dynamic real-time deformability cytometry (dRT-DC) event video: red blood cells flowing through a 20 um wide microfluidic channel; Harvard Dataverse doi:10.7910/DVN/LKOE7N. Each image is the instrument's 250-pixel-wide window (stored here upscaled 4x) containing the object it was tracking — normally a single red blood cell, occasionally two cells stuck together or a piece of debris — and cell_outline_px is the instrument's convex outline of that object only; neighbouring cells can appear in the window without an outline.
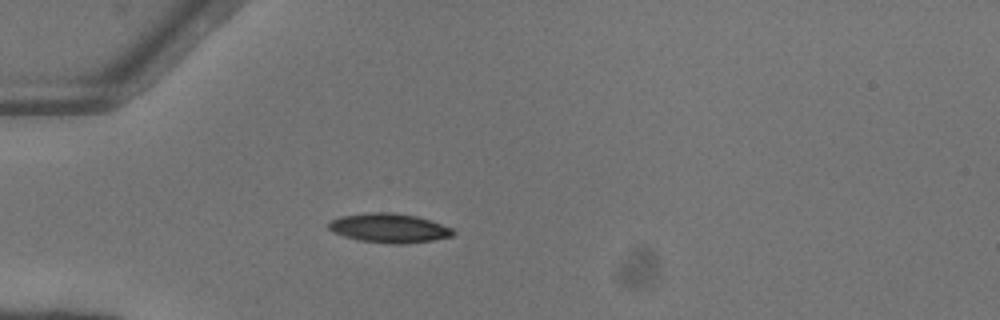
{"species": "common noctule bat (a hibernating species)", "species_latin": "Nyctalus noctula", "temperature_condition": "warm", "stored_images_in_passage": 24, "camera_frame_rate_fps": 3000, "um_per_image_px": 0.085, "animal": {"sex": "female"}, "frame": {"image": 1, "passage_image": 1, "time_ms": 0.0, "image_size_px": [1000, 320], "cell_outline_px": [[456, 232], [452, 236], [432, 240], [400, 244], [392, 244], [360, 240], [344, 236], [332, 232], [328, 228], [328, 224], [332, 220], [340, 216], [368, 212], [392, 212], [416, 216], [452, 228]], "centroid_in_image_um": [33.05, 19.38], "position_along_channel_um": 52.0, "area_um2": 21.04}}
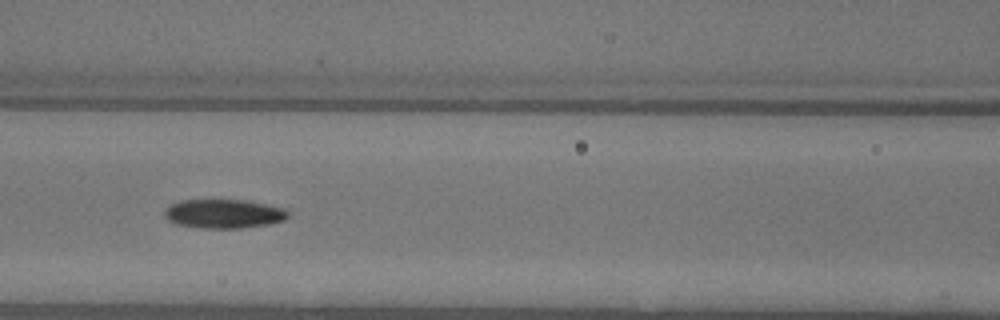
{"frame": {"image": 2, "passage_image": 9, "time_ms": 2.667, "image_size_px": [1000, 320], "cell_outline_px": [[288, 216], [284, 220], [268, 224], [240, 228], [200, 228], [176, 224], [168, 220], [164, 216], [164, 212], [172, 204], [180, 200], [248, 200], [284, 208], [288, 212]], "centroid_in_image_um": [19.02, 18.17], "position_along_channel_um": 147.6, "area_um2": 20.81}}
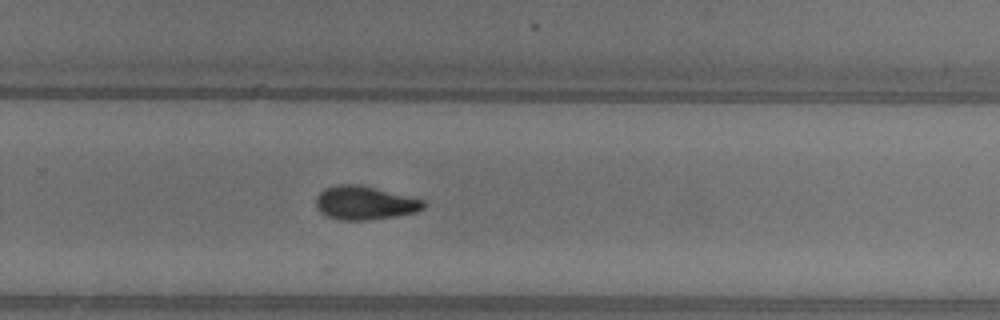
{"frame": {"image": 3, "passage_image": 20, "time_ms": 6.333, "image_size_px": [1000, 320], "cell_outline_px": [[428, 204], [424, 208], [416, 212], [396, 216], [368, 220], [340, 220], [328, 216], [320, 212], [316, 208], [316, 196], [324, 188], [336, 184], [356, 184], [424, 200]], "centroid_in_image_um": [30.98, 17.25], "position_along_channel_um": 298.8, "area_um2": 20.98}}